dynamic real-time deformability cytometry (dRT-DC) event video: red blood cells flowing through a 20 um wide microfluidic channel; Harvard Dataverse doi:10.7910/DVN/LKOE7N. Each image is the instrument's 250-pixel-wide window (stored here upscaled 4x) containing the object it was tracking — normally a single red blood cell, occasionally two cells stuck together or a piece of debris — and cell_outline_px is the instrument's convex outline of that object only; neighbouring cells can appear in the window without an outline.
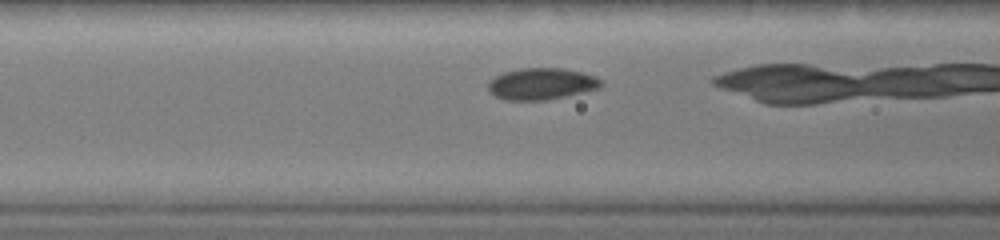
{"species": "common noctule bat (a hibernating species)", "species_latin": "Nyctalus noctula", "temperature_condition": "warm", "stored_images_in_passage": 20, "camera_frame_rate_fps": 3000, "um_per_image_px": 0.085, "animal": {"sex": "female", "body_mass_g": 19.0, "forearm_length_mm": 51.5}, "frame": {"image": 1, "passage_image": 4, "time_ms": 1.0, "image_size_px": [1000, 240], "cell_outline_px": [[604, 84], [600, 88], [568, 96], [548, 100], [504, 100], [496, 96], [488, 88], [488, 80], [504, 72], [520, 68], [560, 68], [580, 72], [596, 76], [604, 80]], "centroid_in_image_um": [46.07, 7.13], "position_along_channel_um": 120.5, "area_um2": 20.98}}